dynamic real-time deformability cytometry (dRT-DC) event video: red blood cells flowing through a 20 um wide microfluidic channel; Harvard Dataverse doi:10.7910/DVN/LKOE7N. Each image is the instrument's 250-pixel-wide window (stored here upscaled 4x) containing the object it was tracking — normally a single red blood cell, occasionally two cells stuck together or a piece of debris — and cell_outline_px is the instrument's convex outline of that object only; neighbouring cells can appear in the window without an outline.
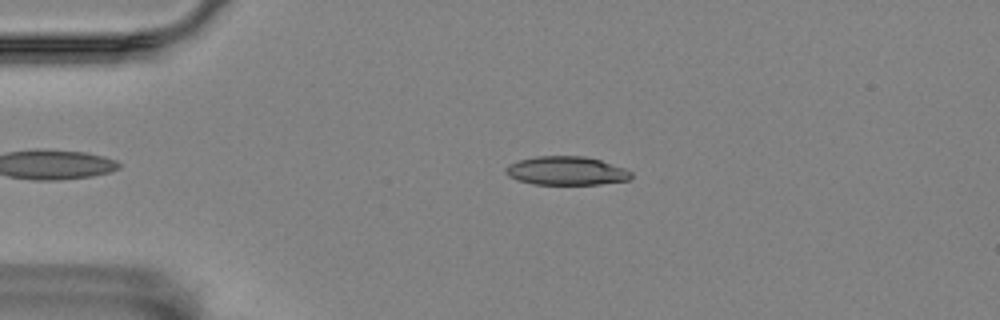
{"species": "Egyptian fruit bat (a non-hibernating species)", "species_latin": "Rousettus aegyptiacus", "temperature_condition": "room temperature", "stored_images_in_passage": 42, "camera_frame_rate_fps": 3000, "um_per_image_px": 0.085, "animal": {"sex": "female"}, "frame": {"image": 1, "passage_image": 7, "time_ms": 2.0, "image_size_px": [1000, 320], "cell_outline_px": [[632, 176], [628, 180], [600, 184], [532, 184], [516, 180], [508, 176], [504, 172], [504, 168], [508, 164], [520, 160], [536, 156], [584, 156], [600, 160], [624, 168], [632, 172]], "centroid_in_image_um": [48.1, 14.52], "position_along_channel_um": 36.9, "area_um2": 20.98}}
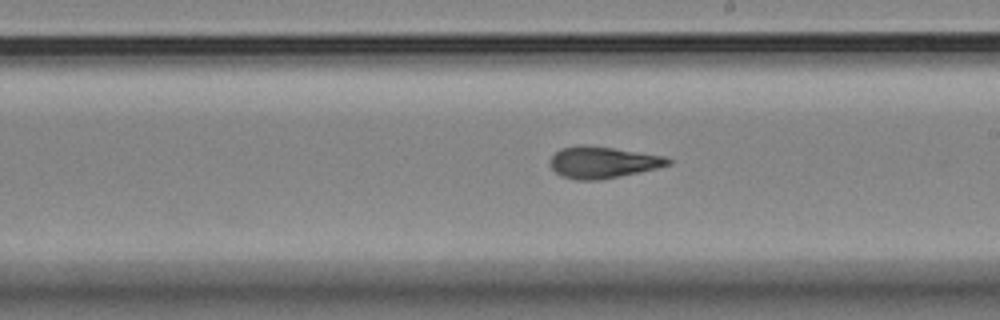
{"frame": {"image": 2, "passage_image": 27, "time_ms": 8.667, "image_size_px": [1000, 320], "cell_outline_px": [[672, 164], [656, 168], [600, 180], [576, 180], [560, 176], [548, 164], [548, 160], [560, 148], [580, 144], [584, 144], [612, 148], [664, 156], [672, 160]], "centroid_in_image_um": [51.17, 13.79], "position_along_channel_um": 237.8, "area_um2": 21.73}}
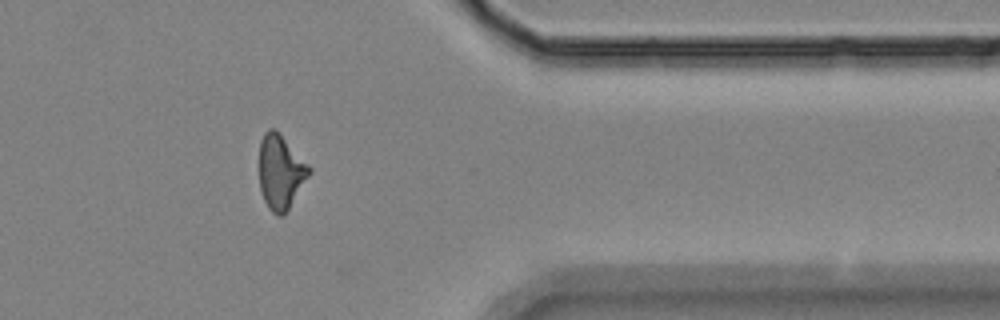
{"frame": {"image": 3, "passage_image": 41, "time_ms": 13.333, "image_size_px": [1000, 320], "cell_outline_px": [[312, 172], [284, 216], [276, 216], [268, 208], [264, 200], [260, 188], [260, 140], [264, 132], [268, 128], [272, 128], [312, 168]], "centroid_in_image_um": [23.85, 14.68], "position_along_channel_um": 387.5, "area_um2": 21.33}, "authors_computed_cell_mechanics": {"area_um2": 21.5016, "velocity_mm_per_s": 3.5209, "shape_relaxation_time_tau1_ms": 8.0572, "shape_relaxation_time_tau2_ms": 2.191, "deformation_change_tau1": 0.2002, "deformation_change_tau2": 0.0947}}